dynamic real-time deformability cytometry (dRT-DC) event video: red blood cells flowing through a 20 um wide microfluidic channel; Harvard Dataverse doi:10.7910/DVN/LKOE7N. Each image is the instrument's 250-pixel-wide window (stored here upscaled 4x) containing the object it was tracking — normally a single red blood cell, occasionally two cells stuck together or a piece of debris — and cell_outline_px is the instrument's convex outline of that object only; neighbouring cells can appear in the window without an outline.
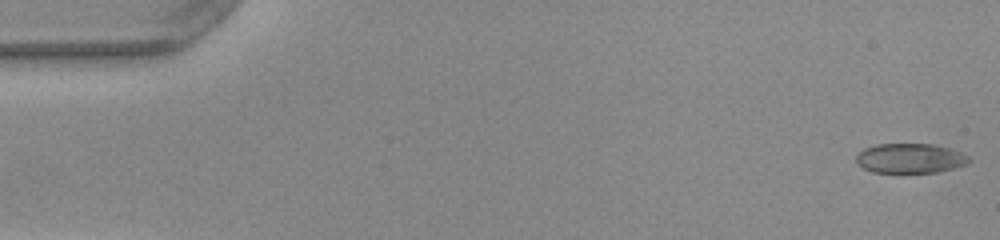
{"species": "common noctule bat (a hibernating species)", "species_latin": "Nyctalus noctula", "temperature_condition": "warm", "stored_images_in_passage": 46, "camera_frame_rate_fps": 3000, "um_per_image_px": 0.085, "animal": {"sex": "female", "body_mass_g": 22.0, "forearm_length_mm": 56.7}, "frame": {"image": 1, "passage_image": 1, "time_ms": 0.0, "image_size_px": [1000, 240], "cell_outline_px": [[968, 164], [936, 172], [872, 172], [856, 164], [856, 156], [864, 148], [876, 144], [932, 144], [948, 148], [960, 152], [968, 156]], "centroid_in_image_um": [77.32, 13.45], "position_along_channel_um": 7.7, "area_um2": 19.31}}
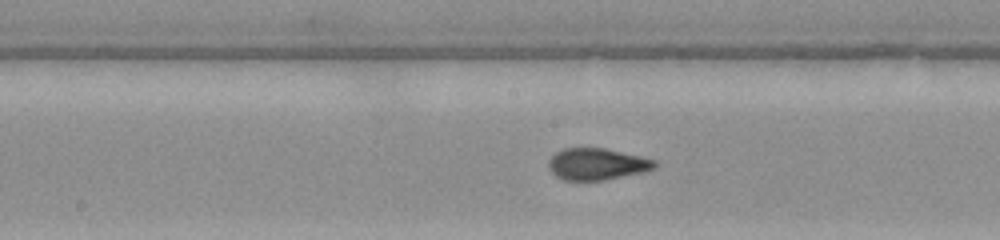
{"frame": {"image": 2, "passage_image": 26, "time_ms": 8.333, "image_size_px": [1000, 240], "cell_outline_px": [[656, 168], [644, 172], [604, 180], [564, 180], [556, 176], [552, 172], [548, 164], [548, 160], [556, 152], [564, 148], [604, 148], [640, 156], [656, 160]], "centroid_in_image_um": [50.75, 13.95], "position_along_channel_um": 197.4, "area_um2": 19.54}}
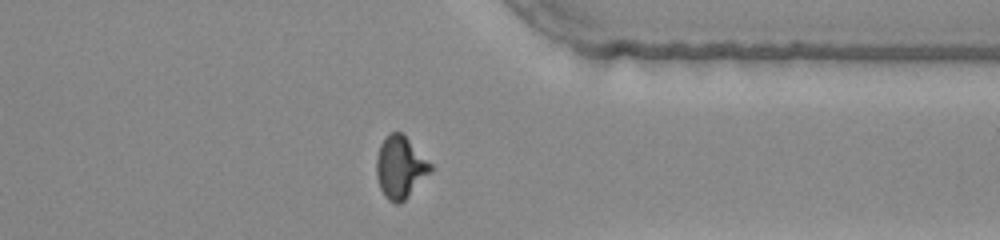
{"frame": {"image": 3, "passage_image": 40, "time_ms": 13.0, "image_size_px": [1000, 240], "cell_outline_px": [[432, 172], [400, 204], [396, 204], [388, 200], [384, 196], [380, 188], [376, 176], [376, 160], [380, 144], [392, 132], [400, 132], [432, 164]], "centroid_in_image_um": [34.02, 14.26], "position_along_channel_um": 377.4, "area_um2": 19.36}}